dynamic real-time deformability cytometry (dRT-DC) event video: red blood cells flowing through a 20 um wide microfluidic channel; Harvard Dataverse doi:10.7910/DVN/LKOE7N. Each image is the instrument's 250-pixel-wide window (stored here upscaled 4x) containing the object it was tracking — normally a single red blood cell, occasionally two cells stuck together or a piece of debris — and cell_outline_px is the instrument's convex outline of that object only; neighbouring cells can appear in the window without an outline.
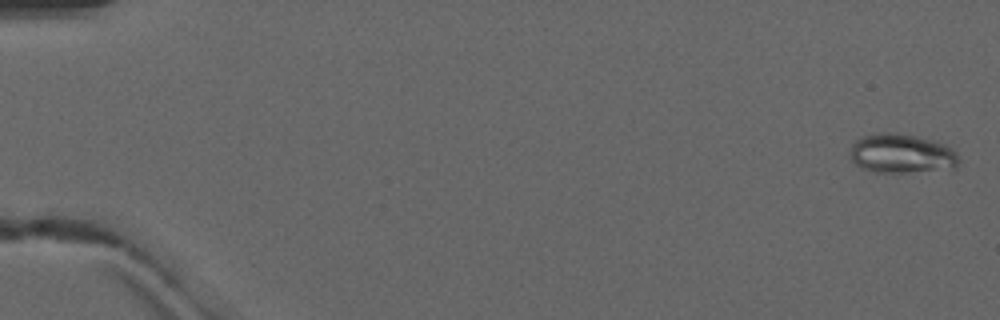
{"species": "common noctule bat (a hibernating species)", "species_latin": "Nyctalus noctula", "temperature_condition": "warm", "stored_images_in_passage": 5, "camera_frame_rate_fps": 3000, "um_per_image_px": 0.085, "animal": {"sex": "male", "forearm_length_mm": 52.5}, "frame": {"image": 1, "passage_image": 1, "time_ms": 0.0, "image_size_px": [1000, 320], "cell_outline_px": [[956, 168], [908, 172], [872, 172], [860, 168], [852, 160], [852, 144], [856, 140], [864, 136], [876, 132], [896, 132], [936, 140], [952, 148], [956, 152]], "centroid_in_image_um": [76.62, 13.04], "position_along_channel_um": 8.4, "area_um2": 24.85}}